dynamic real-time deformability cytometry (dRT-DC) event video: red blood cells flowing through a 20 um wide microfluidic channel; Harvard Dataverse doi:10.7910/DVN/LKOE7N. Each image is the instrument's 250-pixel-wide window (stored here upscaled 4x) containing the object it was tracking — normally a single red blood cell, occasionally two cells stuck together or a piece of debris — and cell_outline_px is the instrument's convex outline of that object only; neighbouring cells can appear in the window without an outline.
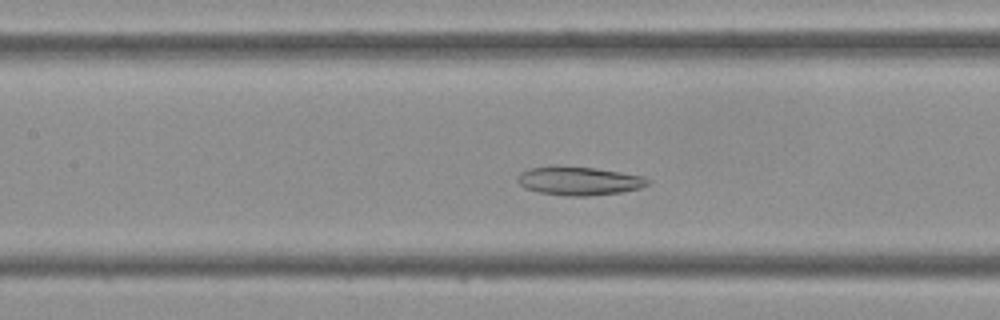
{"species": "Egyptian fruit bat (a non-hibernating species)", "species_latin": "Rousettus aegyptiacus", "temperature_condition": "cold", "stored_images_in_passage": 42, "camera_frame_rate_fps": 3000, "um_per_image_px": 0.085, "frame": {"image": 1, "passage_image": 17, "time_ms": 5.333, "image_size_px": [1000, 320], "cell_outline_px": [[652, 180], [648, 184], [640, 188], [620, 192], [588, 196], [564, 196], [540, 192], [524, 188], [516, 180], [516, 176], [520, 172], [528, 168], [596, 168], [644, 176]], "centroid_in_image_um": [49.24, 15.4], "position_along_channel_um": 158.2, "area_um2": 21.21}}
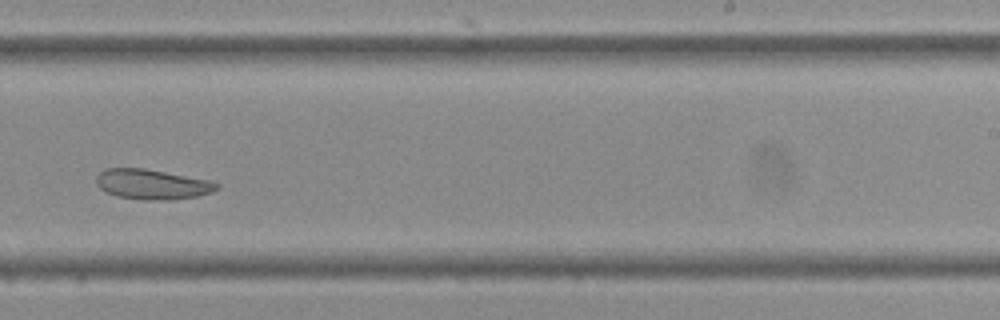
{"frame": {"image": 2, "passage_image": 25, "time_ms": 8.0, "image_size_px": [1000, 320], "cell_outline_px": [[220, 188], [212, 192], [196, 196], [164, 200], [152, 200], [116, 196], [100, 188], [96, 184], [96, 176], [100, 172], [108, 168], [144, 168], [208, 180], [220, 184]], "centroid_in_image_um": [12.93, 15.66], "position_along_channel_um": 276.1, "area_um2": 20.81}}
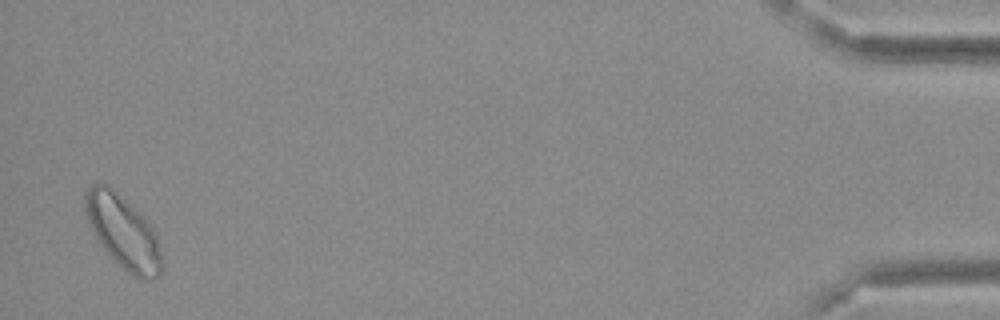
{"frame": {"image": 3, "passage_image": 41, "time_ms": 13.333, "image_size_px": [1000, 320], "cell_outline_px": [[164, 268], [160, 276], [152, 280], [144, 280], [128, 276], [96, 240], [88, 224], [84, 208], [84, 192], [92, 184], [108, 184], [132, 204], [148, 220], [156, 236], [160, 248], [164, 264]], "centroid_in_image_um": [10.48, 19.76], "position_along_channel_um": 424.7, "area_um2": 33.7}}